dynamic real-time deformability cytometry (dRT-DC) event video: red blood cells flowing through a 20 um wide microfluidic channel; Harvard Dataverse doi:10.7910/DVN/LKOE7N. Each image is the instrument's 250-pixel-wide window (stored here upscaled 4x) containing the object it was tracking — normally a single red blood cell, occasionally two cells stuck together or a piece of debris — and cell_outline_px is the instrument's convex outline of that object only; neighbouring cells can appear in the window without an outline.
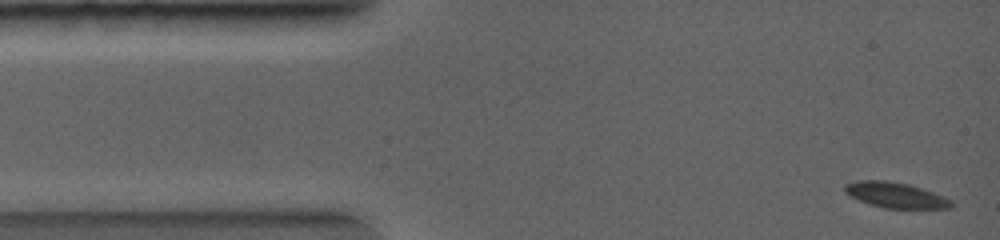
{"species": "common noctule bat (a hibernating species)", "species_latin": "Nyctalus noctula", "temperature_condition": "warm", "stored_images_in_passage": 22, "camera_frame_rate_fps": 5000, "um_per_image_px": 0.085, "animal": {"sex": "female", "body_mass_g": 19.0, "forearm_length_mm": 56.7}, "frame": {"image": 1, "passage_image": 1, "time_ms": 0.0, "image_size_px": [1000, 240], "cell_outline_px": [[952, 204], [948, 208], [888, 208], [872, 204], [860, 200], [852, 196], [844, 188], [844, 184], [856, 180], [884, 180], [908, 184], [932, 192], [952, 200]], "centroid_in_image_um": [76.11, 16.57], "position_along_channel_um": 8.9, "area_um2": 15.32}}
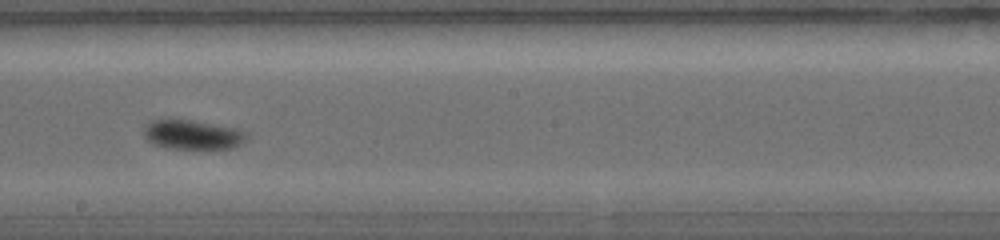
{"frame": {"image": 2, "passage_image": 13, "time_ms": 5.0, "image_size_px": [1000, 240], "cell_outline_px": [[244, 140], [232, 148], [168, 148], [152, 144], [144, 136], [144, 124], [152, 120], [168, 116], [192, 120], [232, 128], [244, 132]], "centroid_in_image_um": [16.2, 11.4], "position_along_channel_um": 232.0, "area_um2": 17.63}}